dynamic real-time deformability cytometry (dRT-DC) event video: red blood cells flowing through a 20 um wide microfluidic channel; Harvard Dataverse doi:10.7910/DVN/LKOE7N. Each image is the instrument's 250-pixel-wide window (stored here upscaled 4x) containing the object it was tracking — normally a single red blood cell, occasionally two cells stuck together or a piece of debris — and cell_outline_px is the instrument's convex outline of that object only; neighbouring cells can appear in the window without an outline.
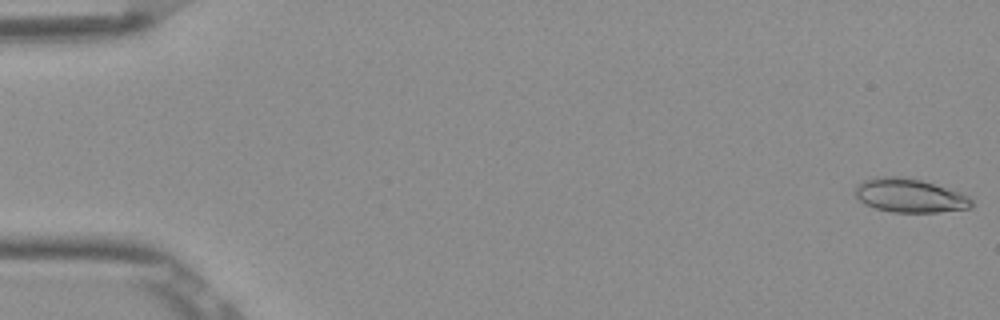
{"species": "Egyptian fruit bat (a non-hibernating species)", "species_latin": "Rousettus aegyptiacus", "temperature_condition": "room temperature", "stored_images_in_passage": 52, "camera_frame_rate_fps": 3000, "um_per_image_px": 0.085, "frame": {"image": 1, "passage_image": 1, "time_ms": 0.0, "image_size_px": [1000, 320], "cell_outline_px": [[972, 208], [936, 212], [892, 212], [876, 208], [864, 204], [856, 196], [856, 184], [864, 180], [880, 176], [896, 176], [920, 180], [960, 192], [968, 196], [972, 200]], "centroid_in_image_um": [77.32, 16.62], "position_along_channel_um": 7.7, "area_um2": 22.72}}
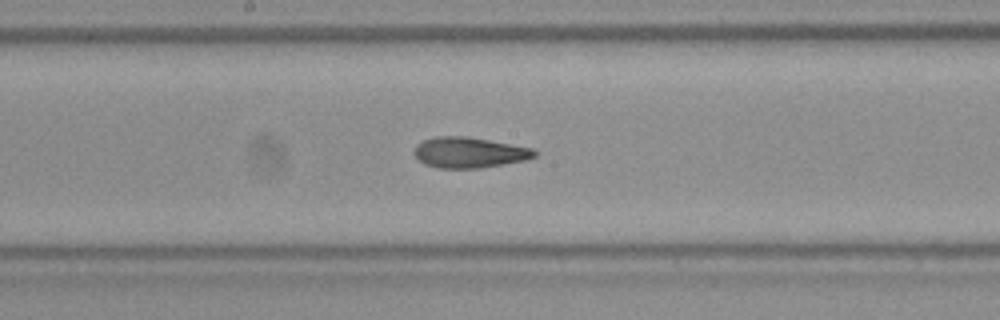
{"frame": {"image": 2, "passage_image": 28, "time_ms": 9.0, "image_size_px": [1000, 320], "cell_outline_px": [[536, 156], [528, 160], [480, 168], [436, 168], [424, 164], [412, 152], [416, 144], [424, 140], [436, 136], [464, 136], [488, 140], [532, 148], [536, 152]], "centroid_in_image_um": [39.86, 12.97], "position_along_channel_um": 208.3, "area_um2": 21.5}}
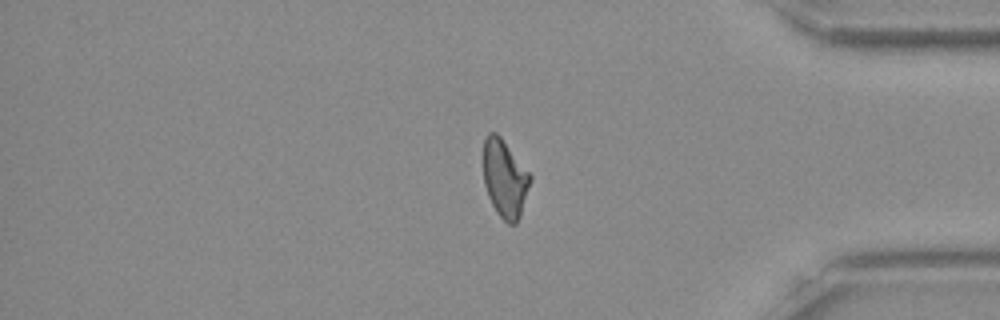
{"frame": {"image": 3, "passage_image": 44, "time_ms": 14.333, "image_size_px": [1000, 320], "cell_outline_px": [[532, 180], [520, 216], [516, 224], [508, 224], [496, 212], [488, 196], [484, 184], [484, 140], [488, 132], [496, 132], [500, 136], [532, 176]], "centroid_in_image_um": [42.92, 15.19], "position_along_channel_um": 392.3, "area_um2": 21.15}, "authors_computed_cell_mechanics": {"area_um2": 21.6461, "velocity_mm_per_s": 3.8927, "shape_relaxation_time_tau1_ms": null, "shape_relaxation_time_tau2_ms": 2.1975, "deformation_change_tau1": null, "deformation_change_tau2": 0.0957}}